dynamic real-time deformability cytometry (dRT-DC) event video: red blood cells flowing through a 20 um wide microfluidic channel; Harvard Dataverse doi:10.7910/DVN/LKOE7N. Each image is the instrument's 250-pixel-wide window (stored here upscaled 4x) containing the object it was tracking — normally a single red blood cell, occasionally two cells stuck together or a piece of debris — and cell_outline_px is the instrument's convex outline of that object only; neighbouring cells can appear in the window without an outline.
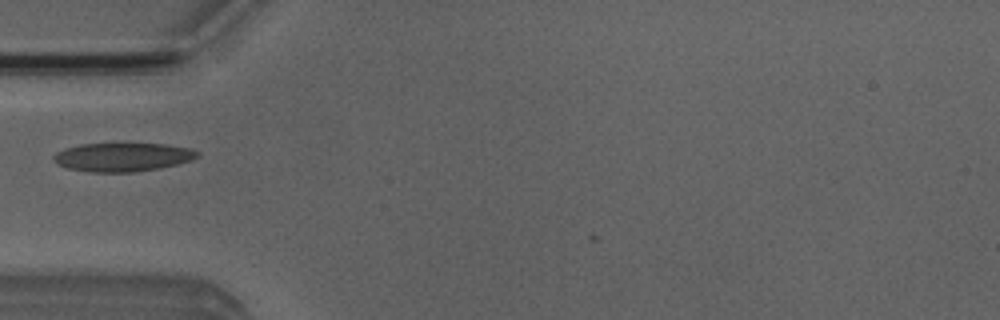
{"species": "Egyptian fruit bat (a non-hibernating species)", "species_latin": "Rousettus aegyptiacus", "temperature_condition": "room temperature", "stored_images_in_passage": 1, "camera_frame_rate_fps": 3000, "um_per_image_px": 0.085, "animal": {"sex": "male"}, "frame": {"image": 1, "passage_image": 1, "time_ms": 0.0, "image_size_px": [1000, 320], "cell_outline_px": [[200, 156], [192, 160], [160, 168], [132, 172], [92, 172], [68, 168], [56, 164], [52, 160], [52, 156], [56, 152], [64, 148], [80, 144], [164, 144], [188, 148], [200, 152]], "centroid_in_image_um": [10.39, 13.35], "position_along_channel_um": 74.6, "area_um2": 23.99}}